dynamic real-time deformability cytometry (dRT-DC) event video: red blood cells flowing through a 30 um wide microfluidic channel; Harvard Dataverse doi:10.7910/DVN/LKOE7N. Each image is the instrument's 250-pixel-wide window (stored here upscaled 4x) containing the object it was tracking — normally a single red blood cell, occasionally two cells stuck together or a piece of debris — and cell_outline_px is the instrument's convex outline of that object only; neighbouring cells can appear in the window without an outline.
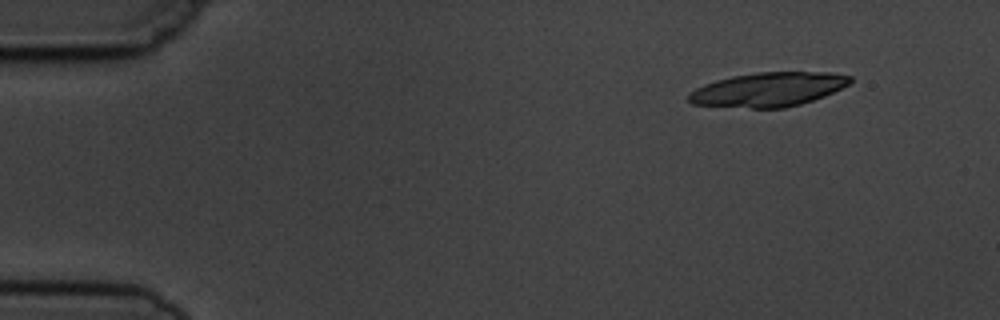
{"species": "common noctule bat (a hibernating species)", "species_latin": "Nyctalus noctula", "temperature_condition": "cold", "stored_images_in_passage": 4, "camera_frame_rate_fps": 3000, "um_per_image_px": 0.085, "animal": {"sex": "male", "body_mass_g": 19.5, "forearm_length_mm": 54.6}, "frame": {"image": 1, "passage_image": 2, "time_ms": 1.333, "image_size_px": [1000, 320], "cell_outline_px": [[852, 80], [848, 84], [824, 96], [800, 104], [784, 108], [752, 108], [692, 104], [688, 100], [688, 92], [704, 84], [716, 80], [732, 76], [756, 72], [828, 72], [852, 76]], "centroid_in_image_um": [65.28, 7.6], "position_along_channel_um": 19.7, "area_um2": 32.02}}